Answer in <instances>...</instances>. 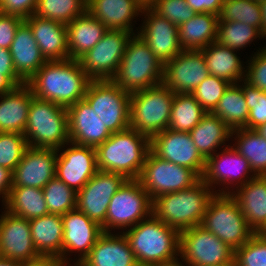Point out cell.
<instances>
[{
    "label": "cell",
    "mask_w": 266,
    "mask_h": 266,
    "mask_svg": "<svg viewBox=\"0 0 266 266\" xmlns=\"http://www.w3.org/2000/svg\"><path fill=\"white\" fill-rule=\"evenodd\" d=\"M92 80L79 60L47 61L27 82L34 97L68 108L82 100Z\"/></svg>",
    "instance_id": "6da1fadb"
},
{
    "label": "cell",
    "mask_w": 266,
    "mask_h": 266,
    "mask_svg": "<svg viewBox=\"0 0 266 266\" xmlns=\"http://www.w3.org/2000/svg\"><path fill=\"white\" fill-rule=\"evenodd\" d=\"M127 230L123 233L139 266H155L177 259L180 232L153 214Z\"/></svg>",
    "instance_id": "7a4b0ae2"
},
{
    "label": "cell",
    "mask_w": 266,
    "mask_h": 266,
    "mask_svg": "<svg viewBox=\"0 0 266 266\" xmlns=\"http://www.w3.org/2000/svg\"><path fill=\"white\" fill-rule=\"evenodd\" d=\"M95 150L98 170L138 179L150 150V138L129 127L111 133Z\"/></svg>",
    "instance_id": "3957f363"
},
{
    "label": "cell",
    "mask_w": 266,
    "mask_h": 266,
    "mask_svg": "<svg viewBox=\"0 0 266 266\" xmlns=\"http://www.w3.org/2000/svg\"><path fill=\"white\" fill-rule=\"evenodd\" d=\"M200 179L189 189L161 195L153 200L152 214L179 232L199 226L209 200L217 194ZM215 192V193H214Z\"/></svg>",
    "instance_id": "277c9868"
},
{
    "label": "cell",
    "mask_w": 266,
    "mask_h": 266,
    "mask_svg": "<svg viewBox=\"0 0 266 266\" xmlns=\"http://www.w3.org/2000/svg\"><path fill=\"white\" fill-rule=\"evenodd\" d=\"M23 135L28 147L63 150L70 143L67 108L33 97Z\"/></svg>",
    "instance_id": "5b68a950"
},
{
    "label": "cell",
    "mask_w": 266,
    "mask_h": 266,
    "mask_svg": "<svg viewBox=\"0 0 266 266\" xmlns=\"http://www.w3.org/2000/svg\"><path fill=\"white\" fill-rule=\"evenodd\" d=\"M164 65L137 34L128 41L112 81L127 92L147 89L162 83Z\"/></svg>",
    "instance_id": "8992f818"
},
{
    "label": "cell",
    "mask_w": 266,
    "mask_h": 266,
    "mask_svg": "<svg viewBox=\"0 0 266 266\" xmlns=\"http://www.w3.org/2000/svg\"><path fill=\"white\" fill-rule=\"evenodd\" d=\"M236 251L255 232L248 226L237 200L231 194H214L200 224Z\"/></svg>",
    "instance_id": "52a82bcc"
},
{
    "label": "cell",
    "mask_w": 266,
    "mask_h": 266,
    "mask_svg": "<svg viewBox=\"0 0 266 266\" xmlns=\"http://www.w3.org/2000/svg\"><path fill=\"white\" fill-rule=\"evenodd\" d=\"M175 93L163 83L130 95V128L149 138L168 129Z\"/></svg>",
    "instance_id": "ba28073f"
},
{
    "label": "cell",
    "mask_w": 266,
    "mask_h": 266,
    "mask_svg": "<svg viewBox=\"0 0 266 266\" xmlns=\"http://www.w3.org/2000/svg\"><path fill=\"white\" fill-rule=\"evenodd\" d=\"M130 95L112 80H92L83 99L107 130L116 133L130 127Z\"/></svg>",
    "instance_id": "9c48e42d"
},
{
    "label": "cell",
    "mask_w": 266,
    "mask_h": 266,
    "mask_svg": "<svg viewBox=\"0 0 266 266\" xmlns=\"http://www.w3.org/2000/svg\"><path fill=\"white\" fill-rule=\"evenodd\" d=\"M153 201L137 179H128L112 196L108 205L103 232L127 229L152 215ZM111 229V230H110Z\"/></svg>",
    "instance_id": "30bf717a"
},
{
    "label": "cell",
    "mask_w": 266,
    "mask_h": 266,
    "mask_svg": "<svg viewBox=\"0 0 266 266\" xmlns=\"http://www.w3.org/2000/svg\"><path fill=\"white\" fill-rule=\"evenodd\" d=\"M200 179L190 168L162 159L149 150L137 180L153 201L161 195L189 189Z\"/></svg>",
    "instance_id": "8fae6325"
},
{
    "label": "cell",
    "mask_w": 266,
    "mask_h": 266,
    "mask_svg": "<svg viewBox=\"0 0 266 266\" xmlns=\"http://www.w3.org/2000/svg\"><path fill=\"white\" fill-rule=\"evenodd\" d=\"M179 256L186 266H229L235 251L199 225L180 232Z\"/></svg>",
    "instance_id": "7c38bea8"
},
{
    "label": "cell",
    "mask_w": 266,
    "mask_h": 266,
    "mask_svg": "<svg viewBox=\"0 0 266 266\" xmlns=\"http://www.w3.org/2000/svg\"><path fill=\"white\" fill-rule=\"evenodd\" d=\"M136 33L108 30L103 38L79 59L91 80H112L125 53L128 41Z\"/></svg>",
    "instance_id": "4fadbf2b"
},
{
    "label": "cell",
    "mask_w": 266,
    "mask_h": 266,
    "mask_svg": "<svg viewBox=\"0 0 266 266\" xmlns=\"http://www.w3.org/2000/svg\"><path fill=\"white\" fill-rule=\"evenodd\" d=\"M127 180L120 173L98 170L77 193V208L101 226L112 196Z\"/></svg>",
    "instance_id": "5bb4252c"
},
{
    "label": "cell",
    "mask_w": 266,
    "mask_h": 266,
    "mask_svg": "<svg viewBox=\"0 0 266 266\" xmlns=\"http://www.w3.org/2000/svg\"><path fill=\"white\" fill-rule=\"evenodd\" d=\"M150 150L158 157L193 170L202 178L206 160L198 152L190 133L166 129L150 138Z\"/></svg>",
    "instance_id": "9a60e30c"
},
{
    "label": "cell",
    "mask_w": 266,
    "mask_h": 266,
    "mask_svg": "<svg viewBox=\"0 0 266 266\" xmlns=\"http://www.w3.org/2000/svg\"><path fill=\"white\" fill-rule=\"evenodd\" d=\"M209 75L200 50H182L164 64L162 83L175 94H191Z\"/></svg>",
    "instance_id": "2e32d148"
},
{
    "label": "cell",
    "mask_w": 266,
    "mask_h": 266,
    "mask_svg": "<svg viewBox=\"0 0 266 266\" xmlns=\"http://www.w3.org/2000/svg\"><path fill=\"white\" fill-rule=\"evenodd\" d=\"M4 212L0 217V257L27 264L43 259L34 247L29 220Z\"/></svg>",
    "instance_id": "e0dca14e"
},
{
    "label": "cell",
    "mask_w": 266,
    "mask_h": 266,
    "mask_svg": "<svg viewBox=\"0 0 266 266\" xmlns=\"http://www.w3.org/2000/svg\"><path fill=\"white\" fill-rule=\"evenodd\" d=\"M70 146L60 154L57 150L56 177L78 193L98 171L96 150L72 142Z\"/></svg>",
    "instance_id": "ac0fdd59"
},
{
    "label": "cell",
    "mask_w": 266,
    "mask_h": 266,
    "mask_svg": "<svg viewBox=\"0 0 266 266\" xmlns=\"http://www.w3.org/2000/svg\"><path fill=\"white\" fill-rule=\"evenodd\" d=\"M141 13H145L143 16L146 20H144V24L137 35L164 65L182 51L179 43L178 25L159 16L150 7H143Z\"/></svg>",
    "instance_id": "d6986e66"
},
{
    "label": "cell",
    "mask_w": 266,
    "mask_h": 266,
    "mask_svg": "<svg viewBox=\"0 0 266 266\" xmlns=\"http://www.w3.org/2000/svg\"><path fill=\"white\" fill-rule=\"evenodd\" d=\"M57 149L28 147L13 170V186L43 187L56 177Z\"/></svg>",
    "instance_id": "ffe728a7"
},
{
    "label": "cell",
    "mask_w": 266,
    "mask_h": 266,
    "mask_svg": "<svg viewBox=\"0 0 266 266\" xmlns=\"http://www.w3.org/2000/svg\"><path fill=\"white\" fill-rule=\"evenodd\" d=\"M235 145H228L224 148L222 152H219L216 155L210 156L206 160V167L202 180L211 188L214 187V184H233L236 181L239 186L246 184L248 181L256 177L253 174V170L250 167L249 161L246 160L238 151L233 148ZM252 172L253 175L249 173ZM248 175V176H247ZM240 176V177H239ZM246 176V178H244ZM248 178V179H247ZM240 184V185H239Z\"/></svg>",
    "instance_id": "44dd1931"
},
{
    "label": "cell",
    "mask_w": 266,
    "mask_h": 266,
    "mask_svg": "<svg viewBox=\"0 0 266 266\" xmlns=\"http://www.w3.org/2000/svg\"><path fill=\"white\" fill-rule=\"evenodd\" d=\"M63 222V262L68 263L66 257L73 251L80 252L77 262L90 253L99 236L103 233L101 226L89 219L78 208L70 210L62 215Z\"/></svg>",
    "instance_id": "7402d4cb"
},
{
    "label": "cell",
    "mask_w": 266,
    "mask_h": 266,
    "mask_svg": "<svg viewBox=\"0 0 266 266\" xmlns=\"http://www.w3.org/2000/svg\"><path fill=\"white\" fill-rule=\"evenodd\" d=\"M67 111L70 142L96 148L111 136L97 113L84 99L69 106Z\"/></svg>",
    "instance_id": "603a6c76"
},
{
    "label": "cell",
    "mask_w": 266,
    "mask_h": 266,
    "mask_svg": "<svg viewBox=\"0 0 266 266\" xmlns=\"http://www.w3.org/2000/svg\"><path fill=\"white\" fill-rule=\"evenodd\" d=\"M218 190V194H231L238 202L248 226L255 233H266V179L256 176L237 187L236 192ZM222 191V192H221Z\"/></svg>",
    "instance_id": "cb8c5ba5"
},
{
    "label": "cell",
    "mask_w": 266,
    "mask_h": 266,
    "mask_svg": "<svg viewBox=\"0 0 266 266\" xmlns=\"http://www.w3.org/2000/svg\"><path fill=\"white\" fill-rule=\"evenodd\" d=\"M84 266H139L124 235L103 232L90 253L81 262Z\"/></svg>",
    "instance_id": "d4e9b609"
},
{
    "label": "cell",
    "mask_w": 266,
    "mask_h": 266,
    "mask_svg": "<svg viewBox=\"0 0 266 266\" xmlns=\"http://www.w3.org/2000/svg\"><path fill=\"white\" fill-rule=\"evenodd\" d=\"M32 29L34 39L46 61L69 59L67 27L51 19L31 15L24 20Z\"/></svg>",
    "instance_id": "484cf974"
},
{
    "label": "cell",
    "mask_w": 266,
    "mask_h": 266,
    "mask_svg": "<svg viewBox=\"0 0 266 266\" xmlns=\"http://www.w3.org/2000/svg\"><path fill=\"white\" fill-rule=\"evenodd\" d=\"M9 50L15 72L25 83L47 62L25 21L17 28Z\"/></svg>",
    "instance_id": "4316f807"
},
{
    "label": "cell",
    "mask_w": 266,
    "mask_h": 266,
    "mask_svg": "<svg viewBox=\"0 0 266 266\" xmlns=\"http://www.w3.org/2000/svg\"><path fill=\"white\" fill-rule=\"evenodd\" d=\"M142 9L137 0H87V11L108 30L133 33V18L140 15Z\"/></svg>",
    "instance_id": "83f0119b"
},
{
    "label": "cell",
    "mask_w": 266,
    "mask_h": 266,
    "mask_svg": "<svg viewBox=\"0 0 266 266\" xmlns=\"http://www.w3.org/2000/svg\"><path fill=\"white\" fill-rule=\"evenodd\" d=\"M31 237L37 253L45 259L63 261L62 215L48 214L29 220Z\"/></svg>",
    "instance_id": "f1b7e54d"
},
{
    "label": "cell",
    "mask_w": 266,
    "mask_h": 266,
    "mask_svg": "<svg viewBox=\"0 0 266 266\" xmlns=\"http://www.w3.org/2000/svg\"><path fill=\"white\" fill-rule=\"evenodd\" d=\"M33 97L32 89L27 83L0 96V132L24 134Z\"/></svg>",
    "instance_id": "f546056e"
},
{
    "label": "cell",
    "mask_w": 266,
    "mask_h": 266,
    "mask_svg": "<svg viewBox=\"0 0 266 266\" xmlns=\"http://www.w3.org/2000/svg\"><path fill=\"white\" fill-rule=\"evenodd\" d=\"M69 59L79 60L92 49L108 31L107 27L88 11L66 25Z\"/></svg>",
    "instance_id": "4dcf8cb0"
},
{
    "label": "cell",
    "mask_w": 266,
    "mask_h": 266,
    "mask_svg": "<svg viewBox=\"0 0 266 266\" xmlns=\"http://www.w3.org/2000/svg\"><path fill=\"white\" fill-rule=\"evenodd\" d=\"M218 15L196 13L190 20L178 26L182 50H202L217 39Z\"/></svg>",
    "instance_id": "1f68e13d"
},
{
    "label": "cell",
    "mask_w": 266,
    "mask_h": 266,
    "mask_svg": "<svg viewBox=\"0 0 266 266\" xmlns=\"http://www.w3.org/2000/svg\"><path fill=\"white\" fill-rule=\"evenodd\" d=\"M200 51L203 53L210 75L225 79L231 84L244 80L245 68L242 67L236 50L215 41Z\"/></svg>",
    "instance_id": "d6a6232c"
},
{
    "label": "cell",
    "mask_w": 266,
    "mask_h": 266,
    "mask_svg": "<svg viewBox=\"0 0 266 266\" xmlns=\"http://www.w3.org/2000/svg\"><path fill=\"white\" fill-rule=\"evenodd\" d=\"M232 129L217 115L207 112L189 133L201 156L207 160L231 137Z\"/></svg>",
    "instance_id": "836d02e7"
},
{
    "label": "cell",
    "mask_w": 266,
    "mask_h": 266,
    "mask_svg": "<svg viewBox=\"0 0 266 266\" xmlns=\"http://www.w3.org/2000/svg\"><path fill=\"white\" fill-rule=\"evenodd\" d=\"M3 203L6 211L27 220L49 214L43 191L36 187L12 186Z\"/></svg>",
    "instance_id": "e575fe53"
},
{
    "label": "cell",
    "mask_w": 266,
    "mask_h": 266,
    "mask_svg": "<svg viewBox=\"0 0 266 266\" xmlns=\"http://www.w3.org/2000/svg\"><path fill=\"white\" fill-rule=\"evenodd\" d=\"M235 134V140L238 142L235 144V149L238 153L249 161L256 176L266 175V139L255 129H234L231 138Z\"/></svg>",
    "instance_id": "d590c367"
},
{
    "label": "cell",
    "mask_w": 266,
    "mask_h": 266,
    "mask_svg": "<svg viewBox=\"0 0 266 266\" xmlns=\"http://www.w3.org/2000/svg\"><path fill=\"white\" fill-rule=\"evenodd\" d=\"M212 113L223 120L232 130L247 128L249 110L242 86L238 83L231 84Z\"/></svg>",
    "instance_id": "8d00e7d4"
},
{
    "label": "cell",
    "mask_w": 266,
    "mask_h": 266,
    "mask_svg": "<svg viewBox=\"0 0 266 266\" xmlns=\"http://www.w3.org/2000/svg\"><path fill=\"white\" fill-rule=\"evenodd\" d=\"M206 113L192 94H175L168 129L189 133Z\"/></svg>",
    "instance_id": "74e56055"
},
{
    "label": "cell",
    "mask_w": 266,
    "mask_h": 266,
    "mask_svg": "<svg viewBox=\"0 0 266 266\" xmlns=\"http://www.w3.org/2000/svg\"><path fill=\"white\" fill-rule=\"evenodd\" d=\"M86 11L87 0H37L33 15L67 25Z\"/></svg>",
    "instance_id": "f35d334b"
},
{
    "label": "cell",
    "mask_w": 266,
    "mask_h": 266,
    "mask_svg": "<svg viewBox=\"0 0 266 266\" xmlns=\"http://www.w3.org/2000/svg\"><path fill=\"white\" fill-rule=\"evenodd\" d=\"M218 21H237L257 28L263 35L260 3L253 0H224Z\"/></svg>",
    "instance_id": "ab89813d"
},
{
    "label": "cell",
    "mask_w": 266,
    "mask_h": 266,
    "mask_svg": "<svg viewBox=\"0 0 266 266\" xmlns=\"http://www.w3.org/2000/svg\"><path fill=\"white\" fill-rule=\"evenodd\" d=\"M257 37L264 38L262 33L251 25L237 21H218L216 41L225 47L237 51L247 47Z\"/></svg>",
    "instance_id": "60d3db41"
},
{
    "label": "cell",
    "mask_w": 266,
    "mask_h": 266,
    "mask_svg": "<svg viewBox=\"0 0 266 266\" xmlns=\"http://www.w3.org/2000/svg\"><path fill=\"white\" fill-rule=\"evenodd\" d=\"M42 191L49 214L64 215L77 208V192L57 177L51 179Z\"/></svg>",
    "instance_id": "b9f144b4"
},
{
    "label": "cell",
    "mask_w": 266,
    "mask_h": 266,
    "mask_svg": "<svg viewBox=\"0 0 266 266\" xmlns=\"http://www.w3.org/2000/svg\"><path fill=\"white\" fill-rule=\"evenodd\" d=\"M230 85L225 79L209 75L191 94L206 112H213Z\"/></svg>",
    "instance_id": "7bdbcfd3"
},
{
    "label": "cell",
    "mask_w": 266,
    "mask_h": 266,
    "mask_svg": "<svg viewBox=\"0 0 266 266\" xmlns=\"http://www.w3.org/2000/svg\"><path fill=\"white\" fill-rule=\"evenodd\" d=\"M27 148L28 143L23 134L0 132V166L13 171Z\"/></svg>",
    "instance_id": "ee69618b"
},
{
    "label": "cell",
    "mask_w": 266,
    "mask_h": 266,
    "mask_svg": "<svg viewBox=\"0 0 266 266\" xmlns=\"http://www.w3.org/2000/svg\"><path fill=\"white\" fill-rule=\"evenodd\" d=\"M235 266H266V233H255L235 251Z\"/></svg>",
    "instance_id": "f6af8a7d"
},
{
    "label": "cell",
    "mask_w": 266,
    "mask_h": 266,
    "mask_svg": "<svg viewBox=\"0 0 266 266\" xmlns=\"http://www.w3.org/2000/svg\"><path fill=\"white\" fill-rule=\"evenodd\" d=\"M243 82L242 90L249 110L247 129H256L266 123V92L251 86L245 80Z\"/></svg>",
    "instance_id": "bcb514c9"
},
{
    "label": "cell",
    "mask_w": 266,
    "mask_h": 266,
    "mask_svg": "<svg viewBox=\"0 0 266 266\" xmlns=\"http://www.w3.org/2000/svg\"><path fill=\"white\" fill-rule=\"evenodd\" d=\"M150 8L159 16L178 26L196 14L185 0H156Z\"/></svg>",
    "instance_id": "7dc6e473"
},
{
    "label": "cell",
    "mask_w": 266,
    "mask_h": 266,
    "mask_svg": "<svg viewBox=\"0 0 266 266\" xmlns=\"http://www.w3.org/2000/svg\"><path fill=\"white\" fill-rule=\"evenodd\" d=\"M248 65L244 80L251 86L266 92V47L258 50Z\"/></svg>",
    "instance_id": "c3c4849f"
},
{
    "label": "cell",
    "mask_w": 266,
    "mask_h": 266,
    "mask_svg": "<svg viewBox=\"0 0 266 266\" xmlns=\"http://www.w3.org/2000/svg\"><path fill=\"white\" fill-rule=\"evenodd\" d=\"M37 0H0V13L19 16L23 20L34 14Z\"/></svg>",
    "instance_id": "681fc988"
},
{
    "label": "cell",
    "mask_w": 266,
    "mask_h": 266,
    "mask_svg": "<svg viewBox=\"0 0 266 266\" xmlns=\"http://www.w3.org/2000/svg\"><path fill=\"white\" fill-rule=\"evenodd\" d=\"M23 21L19 16L0 13V47L10 49L17 28Z\"/></svg>",
    "instance_id": "f907efd6"
},
{
    "label": "cell",
    "mask_w": 266,
    "mask_h": 266,
    "mask_svg": "<svg viewBox=\"0 0 266 266\" xmlns=\"http://www.w3.org/2000/svg\"><path fill=\"white\" fill-rule=\"evenodd\" d=\"M24 83L25 82L16 74L15 69H0V96Z\"/></svg>",
    "instance_id": "816d5d0a"
},
{
    "label": "cell",
    "mask_w": 266,
    "mask_h": 266,
    "mask_svg": "<svg viewBox=\"0 0 266 266\" xmlns=\"http://www.w3.org/2000/svg\"><path fill=\"white\" fill-rule=\"evenodd\" d=\"M195 13L218 15L224 0H185Z\"/></svg>",
    "instance_id": "f5cc1de1"
},
{
    "label": "cell",
    "mask_w": 266,
    "mask_h": 266,
    "mask_svg": "<svg viewBox=\"0 0 266 266\" xmlns=\"http://www.w3.org/2000/svg\"><path fill=\"white\" fill-rule=\"evenodd\" d=\"M13 186V171L0 166V195L2 194V202H4Z\"/></svg>",
    "instance_id": "db71d44e"
},
{
    "label": "cell",
    "mask_w": 266,
    "mask_h": 266,
    "mask_svg": "<svg viewBox=\"0 0 266 266\" xmlns=\"http://www.w3.org/2000/svg\"><path fill=\"white\" fill-rule=\"evenodd\" d=\"M0 69H14L10 50L0 47Z\"/></svg>",
    "instance_id": "11a10c76"
},
{
    "label": "cell",
    "mask_w": 266,
    "mask_h": 266,
    "mask_svg": "<svg viewBox=\"0 0 266 266\" xmlns=\"http://www.w3.org/2000/svg\"><path fill=\"white\" fill-rule=\"evenodd\" d=\"M28 266H67L61 259H41L38 262L30 263Z\"/></svg>",
    "instance_id": "9f6ffc18"
},
{
    "label": "cell",
    "mask_w": 266,
    "mask_h": 266,
    "mask_svg": "<svg viewBox=\"0 0 266 266\" xmlns=\"http://www.w3.org/2000/svg\"><path fill=\"white\" fill-rule=\"evenodd\" d=\"M0 266H28L27 263L0 257Z\"/></svg>",
    "instance_id": "6f0895ef"
},
{
    "label": "cell",
    "mask_w": 266,
    "mask_h": 266,
    "mask_svg": "<svg viewBox=\"0 0 266 266\" xmlns=\"http://www.w3.org/2000/svg\"><path fill=\"white\" fill-rule=\"evenodd\" d=\"M262 10V20H263V36L266 37V1L260 3Z\"/></svg>",
    "instance_id": "680465c9"
},
{
    "label": "cell",
    "mask_w": 266,
    "mask_h": 266,
    "mask_svg": "<svg viewBox=\"0 0 266 266\" xmlns=\"http://www.w3.org/2000/svg\"><path fill=\"white\" fill-rule=\"evenodd\" d=\"M182 262L179 263L178 261V258L173 260V261H170V262H165V263H162V264H158V265H155V266H185L183 265V263L181 264Z\"/></svg>",
    "instance_id": "91938a15"
},
{
    "label": "cell",
    "mask_w": 266,
    "mask_h": 266,
    "mask_svg": "<svg viewBox=\"0 0 266 266\" xmlns=\"http://www.w3.org/2000/svg\"><path fill=\"white\" fill-rule=\"evenodd\" d=\"M263 138L266 139V123L255 129Z\"/></svg>",
    "instance_id": "94428289"
},
{
    "label": "cell",
    "mask_w": 266,
    "mask_h": 266,
    "mask_svg": "<svg viewBox=\"0 0 266 266\" xmlns=\"http://www.w3.org/2000/svg\"><path fill=\"white\" fill-rule=\"evenodd\" d=\"M143 7H150L156 0H137Z\"/></svg>",
    "instance_id": "6125c7cd"
},
{
    "label": "cell",
    "mask_w": 266,
    "mask_h": 266,
    "mask_svg": "<svg viewBox=\"0 0 266 266\" xmlns=\"http://www.w3.org/2000/svg\"><path fill=\"white\" fill-rule=\"evenodd\" d=\"M67 266H68V264H67ZM74 266H84V265L81 262L76 261V263H74Z\"/></svg>",
    "instance_id": "be15d7a7"
},
{
    "label": "cell",
    "mask_w": 266,
    "mask_h": 266,
    "mask_svg": "<svg viewBox=\"0 0 266 266\" xmlns=\"http://www.w3.org/2000/svg\"><path fill=\"white\" fill-rule=\"evenodd\" d=\"M253 1H256L258 3H261V2L266 1V0H253Z\"/></svg>",
    "instance_id": "e7e4bbea"
}]
</instances>
